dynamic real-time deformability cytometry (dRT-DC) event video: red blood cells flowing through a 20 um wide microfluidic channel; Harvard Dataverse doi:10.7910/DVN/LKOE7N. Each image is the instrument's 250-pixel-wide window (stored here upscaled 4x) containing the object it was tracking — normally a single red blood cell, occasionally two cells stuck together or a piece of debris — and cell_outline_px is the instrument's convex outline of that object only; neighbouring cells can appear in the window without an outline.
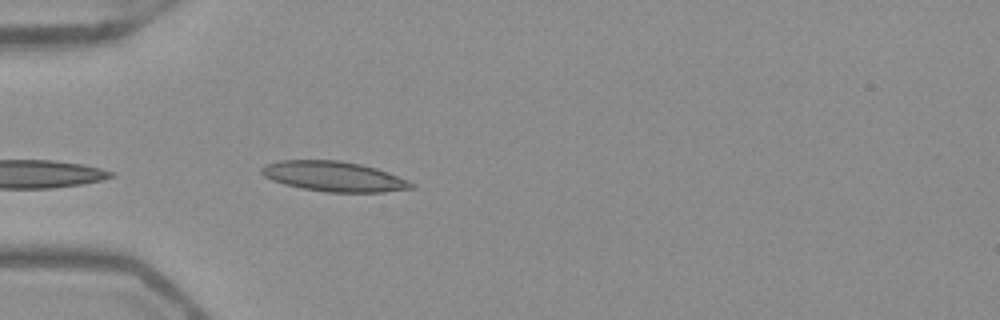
{"species": "Egyptian fruit bat (a non-hibernating species)", "species_latin": "Rousettus aegyptiacus", "temperature_condition": "warm", "stored_images_in_passage": 37, "camera_frame_rate_fps": 3000, "um_per_image_px": 0.085, "frame": {"image": 1, "passage_image": 2, "time_ms": 0.333, "image_size_px": [1000, 320], "cell_outline_px": [[416, 188], [384, 192], [324, 192], [300, 188], [284, 184], [272, 180], [264, 176], [260, 172], [260, 168], [264, 164], [280, 160], [340, 160], [360, 164], [376, 168], [388, 172], [408, 180], [416, 184]], "centroid_in_image_um": [28.38, 15.0], "position_along_channel_um": 56.6, "area_um2": 26.53}}
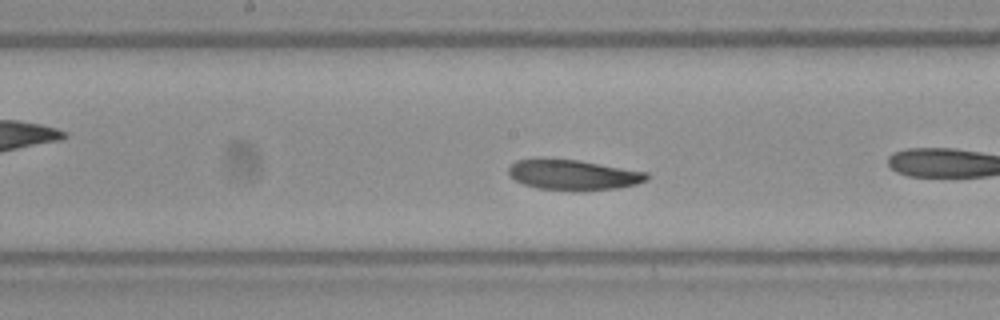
{"frame": {"image": 2, "passage_image": 11, "time_ms": 3.333, "image_size_px": [1000, 320], "cell_outline_px": [[648, 180], [636, 184], [616, 188], [576, 192], [536, 188], [524, 184], [508, 176], [508, 168], [516, 160], [532, 156], [544, 156], [580, 160], [648, 172]], "centroid_in_image_um": [48.65, 14.83], "position_along_channel_um": 199.6, "area_um2": 25.49}}
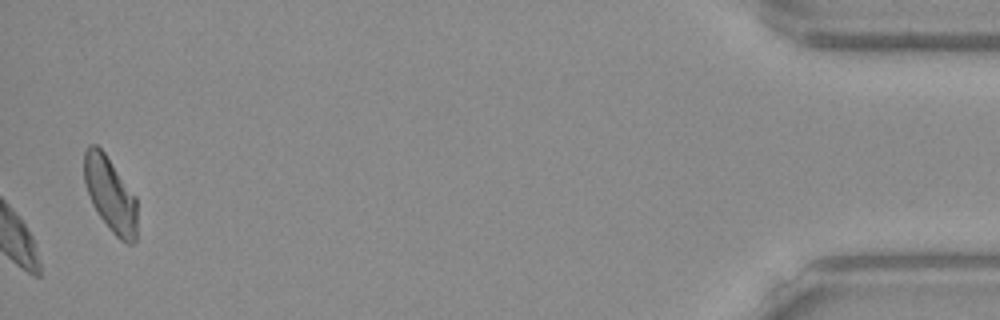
{"frame": {"image": 3, "passage_image": 37, "time_ms": 12.0, "image_size_px": [1000, 320], "cell_outline_px": [[136, 240], [132, 244], [128, 244], [120, 240], [112, 232], [100, 216], [92, 204], [84, 184], [84, 152], [88, 144], [96, 144], [104, 152], [136, 196]], "centroid_in_image_um": [9.36, 16.51], "position_along_channel_um": 425.8, "area_um2": 23.06}, "authors_computed_cell_mechanics": {"area_um2": 24.4494, "velocity_mm_per_s": 3.8734, "shape_relaxation_time_tau1_ms": 2.7667, "shape_relaxation_time_tau2_ms": 5.1584, "deformation_change_tau1": 0.1014, "deformation_change_tau2": 0.1189}}